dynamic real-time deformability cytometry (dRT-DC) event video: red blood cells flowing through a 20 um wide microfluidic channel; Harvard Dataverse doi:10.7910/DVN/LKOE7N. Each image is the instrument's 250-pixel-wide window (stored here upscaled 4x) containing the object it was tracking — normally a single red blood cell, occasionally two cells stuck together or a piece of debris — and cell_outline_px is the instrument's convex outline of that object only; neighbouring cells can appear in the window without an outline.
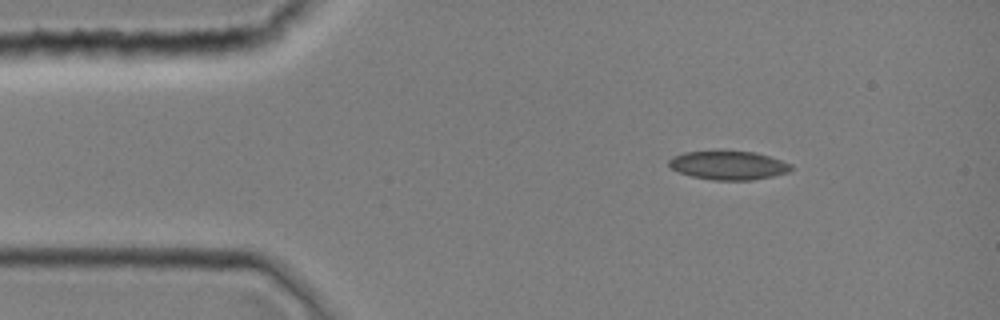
{"species": "common noctule bat (a hibernating species)", "species_latin": "Nyctalus noctula", "temperature_condition": "room temperature", "stored_images_in_passage": 1, "camera_frame_rate_fps": 3000, "um_per_image_px": 0.085, "animal": {"sex": "female", "body_mass_g": 19.0, "forearm_length_mm": 51.5}, "frame": {"image": 1, "passage_image": 1, "time_ms": 0.0, "image_size_px": [1000, 320], "cell_outline_px": [[792, 168], [788, 172], [772, 176], [752, 180], [712, 180], [692, 176], [680, 172], [672, 168], [668, 164], [668, 160], [672, 156], [684, 152], [720, 148], [756, 152], [792, 164]], "centroid_in_image_um": [61.88, 14.0], "position_along_channel_um": 23.1, "area_um2": 21.15}}